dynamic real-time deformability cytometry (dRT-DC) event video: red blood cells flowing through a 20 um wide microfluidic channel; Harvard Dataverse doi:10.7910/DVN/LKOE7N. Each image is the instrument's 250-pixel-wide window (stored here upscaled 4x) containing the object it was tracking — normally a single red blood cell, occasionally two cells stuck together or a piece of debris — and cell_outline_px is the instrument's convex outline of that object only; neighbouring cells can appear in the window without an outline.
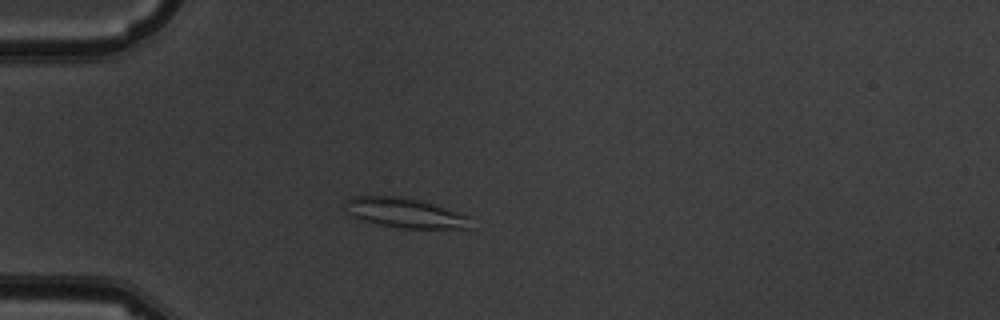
{"species": "common noctule bat (a hibernating species)", "species_latin": "Nyctalus noctula", "temperature_condition": "warm", "stored_images_in_passage": 5, "camera_frame_rate_fps": 3000, "um_per_image_px": 0.085, "animal": {"sex": "male", "body_mass_g": 19.5, "forearm_length_mm": 54.6}, "frame": {"image": 1, "passage_image": 5, "time_ms": 4.667, "image_size_px": [1000, 320], "cell_outline_px": [[468, 228], [400, 228], [376, 224], [352, 216], [348, 212], [344, 204], [352, 196], [404, 196], [420, 200], [468, 216]], "centroid_in_image_um": [34.34, 18.08], "position_along_channel_um": 50.7, "area_um2": 21.33}}